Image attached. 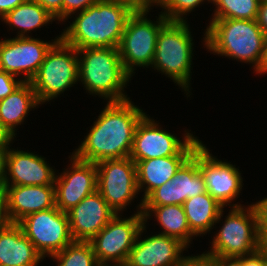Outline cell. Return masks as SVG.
<instances>
[{
    "instance_id": "obj_1",
    "label": "cell",
    "mask_w": 267,
    "mask_h": 266,
    "mask_svg": "<svg viewBox=\"0 0 267 266\" xmlns=\"http://www.w3.org/2000/svg\"><path fill=\"white\" fill-rule=\"evenodd\" d=\"M145 115L130 99L107 101L89 133L72 154L79 160L95 164L129 157L136 127Z\"/></svg>"
},
{
    "instance_id": "obj_2",
    "label": "cell",
    "mask_w": 267,
    "mask_h": 266,
    "mask_svg": "<svg viewBox=\"0 0 267 266\" xmlns=\"http://www.w3.org/2000/svg\"><path fill=\"white\" fill-rule=\"evenodd\" d=\"M131 13L116 0H99L77 12L60 38L76 49L89 47L118 48Z\"/></svg>"
},
{
    "instance_id": "obj_3",
    "label": "cell",
    "mask_w": 267,
    "mask_h": 266,
    "mask_svg": "<svg viewBox=\"0 0 267 266\" xmlns=\"http://www.w3.org/2000/svg\"><path fill=\"white\" fill-rule=\"evenodd\" d=\"M203 37L210 53L252 64L260 74L266 55V37L256 20L212 19Z\"/></svg>"
},
{
    "instance_id": "obj_4",
    "label": "cell",
    "mask_w": 267,
    "mask_h": 266,
    "mask_svg": "<svg viewBox=\"0 0 267 266\" xmlns=\"http://www.w3.org/2000/svg\"><path fill=\"white\" fill-rule=\"evenodd\" d=\"M78 50L79 80L90 95L108 102L130 99L124 87L131 80L125 70L118 48L89 47Z\"/></svg>"
},
{
    "instance_id": "obj_5",
    "label": "cell",
    "mask_w": 267,
    "mask_h": 266,
    "mask_svg": "<svg viewBox=\"0 0 267 266\" xmlns=\"http://www.w3.org/2000/svg\"><path fill=\"white\" fill-rule=\"evenodd\" d=\"M188 21H167L157 35L151 68L190 94L194 43ZM161 71V72H160Z\"/></svg>"
},
{
    "instance_id": "obj_6",
    "label": "cell",
    "mask_w": 267,
    "mask_h": 266,
    "mask_svg": "<svg viewBox=\"0 0 267 266\" xmlns=\"http://www.w3.org/2000/svg\"><path fill=\"white\" fill-rule=\"evenodd\" d=\"M261 213L256 203L247 207H232L213 237L209 257H243L258 252L259 219Z\"/></svg>"
},
{
    "instance_id": "obj_7",
    "label": "cell",
    "mask_w": 267,
    "mask_h": 266,
    "mask_svg": "<svg viewBox=\"0 0 267 266\" xmlns=\"http://www.w3.org/2000/svg\"><path fill=\"white\" fill-rule=\"evenodd\" d=\"M78 80V50L60 38L48 50L30 83L39 103L44 104L70 89Z\"/></svg>"
},
{
    "instance_id": "obj_8",
    "label": "cell",
    "mask_w": 267,
    "mask_h": 266,
    "mask_svg": "<svg viewBox=\"0 0 267 266\" xmlns=\"http://www.w3.org/2000/svg\"><path fill=\"white\" fill-rule=\"evenodd\" d=\"M147 16V13L129 16L118 47L123 66L131 76L137 69L135 67H151L157 35L160 28L168 21L161 12L156 21L148 19Z\"/></svg>"
},
{
    "instance_id": "obj_9",
    "label": "cell",
    "mask_w": 267,
    "mask_h": 266,
    "mask_svg": "<svg viewBox=\"0 0 267 266\" xmlns=\"http://www.w3.org/2000/svg\"><path fill=\"white\" fill-rule=\"evenodd\" d=\"M120 216L116 214L90 241L100 266H124L144 225L142 213L135 212L129 218Z\"/></svg>"
},
{
    "instance_id": "obj_10",
    "label": "cell",
    "mask_w": 267,
    "mask_h": 266,
    "mask_svg": "<svg viewBox=\"0 0 267 266\" xmlns=\"http://www.w3.org/2000/svg\"><path fill=\"white\" fill-rule=\"evenodd\" d=\"M18 224L43 258L51 257L74 241L67 213L56 206L31 213Z\"/></svg>"
},
{
    "instance_id": "obj_11",
    "label": "cell",
    "mask_w": 267,
    "mask_h": 266,
    "mask_svg": "<svg viewBox=\"0 0 267 266\" xmlns=\"http://www.w3.org/2000/svg\"><path fill=\"white\" fill-rule=\"evenodd\" d=\"M96 167L97 191L116 214H121L139 194L135 162L130 157L103 160Z\"/></svg>"
},
{
    "instance_id": "obj_12",
    "label": "cell",
    "mask_w": 267,
    "mask_h": 266,
    "mask_svg": "<svg viewBox=\"0 0 267 266\" xmlns=\"http://www.w3.org/2000/svg\"><path fill=\"white\" fill-rule=\"evenodd\" d=\"M60 39V35L51 42L40 38L15 37L0 40V70L16 77L23 74V82H30L51 46Z\"/></svg>"
},
{
    "instance_id": "obj_13",
    "label": "cell",
    "mask_w": 267,
    "mask_h": 266,
    "mask_svg": "<svg viewBox=\"0 0 267 266\" xmlns=\"http://www.w3.org/2000/svg\"><path fill=\"white\" fill-rule=\"evenodd\" d=\"M180 140L176 135L161 128V125L146 114L138 123L130 158L136 162L157 157L178 155L194 138L187 130Z\"/></svg>"
},
{
    "instance_id": "obj_14",
    "label": "cell",
    "mask_w": 267,
    "mask_h": 266,
    "mask_svg": "<svg viewBox=\"0 0 267 266\" xmlns=\"http://www.w3.org/2000/svg\"><path fill=\"white\" fill-rule=\"evenodd\" d=\"M210 150L201 144L199 146V170L204 177L207 192L222 206L242 207L238 198L243 187V178L238 168L214 157Z\"/></svg>"
},
{
    "instance_id": "obj_15",
    "label": "cell",
    "mask_w": 267,
    "mask_h": 266,
    "mask_svg": "<svg viewBox=\"0 0 267 266\" xmlns=\"http://www.w3.org/2000/svg\"><path fill=\"white\" fill-rule=\"evenodd\" d=\"M206 192L204 177L199 170L198 147L170 181L143 200V206L183 205L187 199Z\"/></svg>"
},
{
    "instance_id": "obj_16",
    "label": "cell",
    "mask_w": 267,
    "mask_h": 266,
    "mask_svg": "<svg viewBox=\"0 0 267 266\" xmlns=\"http://www.w3.org/2000/svg\"><path fill=\"white\" fill-rule=\"evenodd\" d=\"M69 168L55 177L56 207L65 213L97 190L95 163L77 159L73 154Z\"/></svg>"
},
{
    "instance_id": "obj_17",
    "label": "cell",
    "mask_w": 267,
    "mask_h": 266,
    "mask_svg": "<svg viewBox=\"0 0 267 266\" xmlns=\"http://www.w3.org/2000/svg\"><path fill=\"white\" fill-rule=\"evenodd\" d=\"M145 230L146 224L140 229L124 266H180L183 263L187 257L183 251L188 248L184 243L160 233L141 239Z\"/></svg>"
},
{
    "instance_id": "obj_18",
    "label": "cell",
    "mask_w": 267,
    "mask_h": 266,
    "mask_svg": "<svg viewBox=\"0 0 267 266\" xmlns=\"http://www.w3.org/2000/svg\"><path fill=\"white\" fill-rule=\"evenodd\" d=\"M201 144L202 141L195 137L178 155L135 162L138 191L144 192L138 205V213H142L143 200L157 187L170 181Z\"/></svg>"
},
{
    "instance_id": "obj_19",
    "label": "cell",
    "mask_w": 267,
    "mask_h": 266,
    "mask_svg": "<svg viewBox=\"0 0 267 266\" xmlns=\"http://www.w3.org/2000/svg\"><path fill=\"white\" fill-rule=\"evenodd\" d=\"M54 170L44 156L10 147L5 152V186L55 185Z\"/></svg>"
},
{
    "instance_id": "obj_20",
    "label": "cell",
    "mask_w": 267,
    "mask_h": 266,
    "mask_svg": "<svg viewBox=\"0 0 267 266\" xmlns=\"http://www.w3.org/2000/svg\"><path fill=\"white\" fill-rule=\"evenodd\" d=\"M74 241L90 242L116 215L96 190L67 212Z\"/></svg>"
},
{
    "instance_id": "obj_21",
    "label": "cell",
    "mask_w": 267,
    "mask_h": 266,
    "mask_svg": "<svg viewBox=\"0 0 267 266\" xmlns=\"http://www.w3.org/2000/svg\"><path fill=\"white\" fill-rule=\"evenodd\" d=\"M7 216L18 223L25 216L56 206L55 185L4 186Z\"/></svg>"
},
{
    "instance_id": "obj_22",
    "label": "cell",
    "mask_w": 267,
    "mask_h": 266,
    "mask_svg": "<svg viewBox=\"0 0 267 266\" xmlns=\"http://www.w3.org/2000/svg\"><path fill=\"white\" fill-rule=\"evenodd\" d=\"M43 260L18 223L0 232V266H38Z\"/></svg>"
},
{
    "instance_id": "obj_23",
    "label": "cell",
    "mask_w": 267,
    "mask_h": 266,
    "mask_svg": "<svg viewBox=\"0 0 267 266\" xmlns=\"http://www.w3.org/2000/svg\"><path fill=\"white\" fill-rule=\"evenodd\" d=\"M40 105L30 82H23L6 98L0 100V121L16 137L18 125L23 124L31 109Z\"/></svg>"
},
{
    "instance_id": "obj_24",
    "label": "cell",
    "mask_w": 267,
    "mask_h": 266,
    "mask_svg": "<svg viewBox=\"0 0 267 266\" xmlns=\"http://www.w3.org/2000/svg\"><path fill=\"white\" fill-rule=\"evenodd\" d=\"M187 222L196 236L205 235L219 223L223 217L222 207L208 192L187 199L183 203Z\"/></svg>"
},
{
    "instance_id": "obj_25",
    "label": "cell",
    "mask_w": 267,
    "mask_h": 266,
    "mask_svg": "<svg viewBox=\"0 0 267 266\" xmlns=\"http://www.w3.org/2000/svg\"><path fill=\"white\" fill-rule=\"evenodd\" d=\"M142 214L144 224L155 216L154 218L163 229L160 234L176 238L187 247L190 246L192 237L195 238L189 228L183 205L143 206Z\"/></svg>"
},
{
    "instance_id": "obj_26",
    "label": "cell",
    "mask_w": 267,
    "mask_h": 266,
    "mask_svg": "<svg viewBox=\"0 0 267 266\" xmlns=\"http://www.w3.org/2000/svg\"><path fill=\"white\" fill-rule=\"evenodd\" d=\"M9 28L17 29V37H29V33L46 26L56 19L35 0H26L1 18ZM28 33V34H27Z\"/></svg>"
},
{
    "instance_id": "obj_27",
    "label": "cell",
    "mask_w": 267,
    "mask_h": 266,
    "mask_svg": "<svg viewBox=\"0 0 267 266\" xmlns=\"http://www.w3.org/2000/svg\"><path fill=\"white\" fill-rule=\"evenodd\" d=\"M212 19L256 20L260 2L258 0H212Z\"/></svg>"
},
{
    "instance_id": "obj_28",
    "label": "cell",
    "mask_w": 267,
    "mask_h": 266,
    "mask_svg": "<svg viewBox=\"0 0 267 266\" xmlns=\"http://www.w3.org/2000/svg\"><path fill=\"white\" fill-rule=\"evenodd\" d=\"M50 258L58 263L57 266H100L91 243L84 241H73Z\"/></svg>"
},
{
    "instance_id": "obj_29",
    "label": "cell",
    "mask_w": 267,
    "mask_h": 266,
    "mask_svg": "<svg viewBox=\"0 0 267 266\" xmlns=\"http://www.w3.org/2000/svg\"><path fill=\"white\" fill-rule=\"evenodd\" d=\"M211 3L212 0H164L161 13L168 21H186L184 15L190 14L203 2ZM190 12V13H189Z\"/></svg>"
},
{
    "instance_id": "obj_30",
    "label": "cell",
    "mask_w": 267,
    "mask_h": 266,
    "mask_svg": "<svg viewBox=\"0 0 267 266\" xmlns=\"http://www.w3.org/2000/svg\"><path fill=\"white\" fill-rule=\"evenodd\" d=\"M125 7L131 14L149 13L151 7L162 8L164 0H116Z\"/></svg>"
},
{
    "instance_id": "obj_31",
    "label": "cell",
    "mask_w": 267,
    "mask_h": 266,
    "mask_svg": "<svg viewBox=\"0 0 267 266\" xmlns=\"http://www.w3.org/2000/svg\"><path fill=\"white\" fill-rule=\"evenodd\" d=\"M99 0H63V22L77 12L95 5Z\"/></svg>"
},
{
    "instance_id": "obj_32",
    "label": "cell",
    "mask_w": 267,
    "mask_h": 266,
    "mask_svg": "<svg viewBox=\"0 0 267 266\" xmlns=\"http://www.w3.org/2000/svg\"><path fill=\"white\" fill-rule=\"evenodd\" d=\"M17 79L16 76L0 70V100L6 98L23 83L22 78Z\"/></svg>"
},
{
    "instance_id": "obj_33",
    "label": "cell",
    "mask_w": 267,
    "mask_h": 266,
    "mask_svg": "<svg viewBox=\"0 0 267 266\" xmlns=\"http://www.w3.org/2000/svg\"><path fill=\"white\" fill-rule=\"evenodd\" d=\"M57 21L63 22V0H35Z\"/></svg>"
},
{
    "instance_id": "obj_34",
    "label": "cell",
    "mask_w": 267,
    "mask_h": 266,
    "mask_svg": "<svg viewBox=\"0 0 267 266\" xmlns=\"http://www.w3.org/2000/svg\"><path fill=\"white\" fill-rule=\"evenodd\" d=\"M180 266H217V263L212 257L202 253L197 256H187Z\"/></svg>"
},
{
    "instance_id": "obj_35",
    "label": "cell",
    "mask_w": 267,
    "mask_h": 266,
    "mask_svg": "<svg viewBox=\"0 0 267 266\" xmlns=\"http://www.w3.org/2000/svg\"><path fill=\"white\" fill-rule=\"evenodd\" d=\"M258 251L267 257V220L262 215L259 219Z\"/></svg>"
},
{
    "instance_id": "obj_36",
    "label": "cell",
    "mask_w": 267,
    "mask_h": 266,
    "mask_svg": "<svg viewBox=\"0 0 267 266\" xmlns=\"http://www.w3.org/2000/svg\"><path fill=\"white\" fill-rule=\"evenodd\" d=\"M256 22L267 39V1L260 2Z\"/></svg>"
},
{
    "instance_id": "obj_37",
    "label": "cell",
    "mask_w": 267,
    "mask_h": 266,
    "mask_svg": "<svg viewBox=\"0 0 267 266\" xmlns=\"http://www.w3.org/2000/svg\"><path fill=\"white\" fill-rule=\"evenodd\" d=\"M13 139H15L14 136L0 121V151H6Z\"/></svg>"
},
{
    "instance_id": "obj_38",
    "label": "cell",
    "mask_w": 267,
    "mask_h": 266,
    "mask_svg": "<svg viewBox=\"0 0 267 266\" xmlns=\"http://www.w3.org/2000/svg\"><path fill=\"white\" fill-rule=\"evenodd\" d=\"M10 224L7 216L6 197L4 192H0V232Z\"/></svg>"
},
{
    "instance_id": "obj_39",
    "label": "cell",
    "mask_w": 267,
    "mask_h": 266,
    "mask_svg": "<svg viewBox=\"0 0 267 266\" xmlns=\"http://www.w3.org/2000/svg\"><path fill=\"white\" fill-rule=\"evenodd\" d=\"M243 266H264V255L259 251L243 256Z\"/></svg>"
},
{
    "instance_id": "obj_40",
    "label": "cell",
    "mask_w": 267,
    "mask_h": 266,
    "mask_svg": "<svg viewBox=\"0 0 267 266\" xmlns=\"http://www.w3.org/2000/svg\"><path fill=\"white\" fill-rule=\"evenodd\" d=\"M217 266H243V257H212Z\"/></svg>"
},
{
    "instance_id": "obj_41",
    "label": "cell",
    "mask_w": 267,
    "mask_h": 266,
    "mask_svg": "<svg viewBox=\"0 0 267 266\" xmlns=\"http://www.w3.org/2000/svg\"><path fill=\"white\" fill-rule=\"evenodd\" d=\"M26 0H0V19Z\"/></svg>"
},
{
    "instance_id": "obj_42",
    "label": "cell",
    "mask_w": 267,
    "mask_h": 266,
    "mask_svg": "<svg viewBox=\"0 0 267 266\" xmlns=\"http://www.w3.org/2000/svg\"><path fill=\"white\" fill-rule=\"evenodd\" d=\"M5 152L0 151V192L4 191L5 186Z\"/></svg>"
},
{
    "instance_id": "obj_43",
    "label": "cell",
    "mask_w": 267,
    "mask_h": 266,
    "mask_svg": "<svg viewBox=\"0 0 267 266\" xmlns=\"http://www.w3.org/2000/svg\"><path fill=\"white\" fill-rule=\"evenodd\" d=\"M261 215L267 220V197L257 202Z\"/></svg>"
},
{
    "instance_id": "obj_44",
    "label": "cell",
    "mask_w": 267,
    "mask_h": 266,
    "mask_svg": "<svg viewBox=\"0 0 267 266\" xmlns=\"http://www.w3.org/2000/svg\"><path fill=\"white\" fill-rule=\"evenodd\" d=\"M261 74H267V40H266V55H265V60H264V63H263L262 70L260 72V75Z\"/></svg>"
},
{
    "instance_id": "obj_45",
    "label": "cell",
    "mask_w": 267,
    "mask_h": 266,
    "mask_svg": "<svg viewBox=\"0 0 267 266\" xmlns=\"http://www.w3.org/2000/svg\"><path fill=\"white\" fill-rule=\"evenodd\" d=\"M264 266H267V257L264 255Z\"/></svg>"
}]
</instances>
